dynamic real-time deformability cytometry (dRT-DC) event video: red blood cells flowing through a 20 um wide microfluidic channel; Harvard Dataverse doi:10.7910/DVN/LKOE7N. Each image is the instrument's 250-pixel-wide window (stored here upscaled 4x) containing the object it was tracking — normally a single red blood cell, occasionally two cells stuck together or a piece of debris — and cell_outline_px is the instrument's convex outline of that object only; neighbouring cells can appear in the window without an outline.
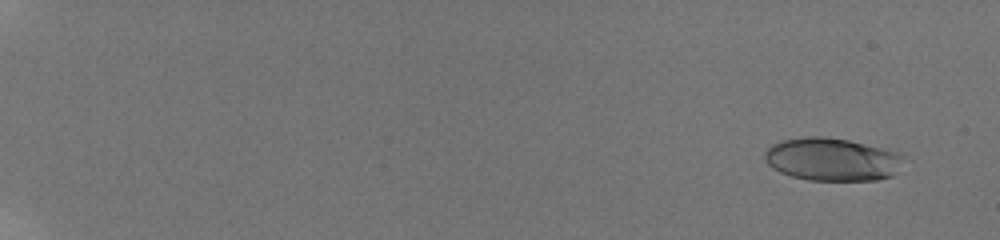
{"species": "human", "species_latin": "Homo sapiens", "temperature_condition": "room temperature", "stored_images_in_passage": 16, "camera_frame_rate_fps": 3000, "um_per_image_px": 0.085, "donor": {"sex": "male"}, "frame": {"image": 1, "passage_image": 3, "time_ms": 1.0, "image_size_px": [1000, 240], "cell_outline_px": [[908, 156], [892, 176], [876, 180], [808, 180], [792, 176], [780, 172], [772, 168], [764, 160], [764, 152], [772, 144], [780, 140], [804, 136], [820, 136], [848, 140], [896, 152]], "centroid_in_image_um": [70.7, 13.54], "position_along_channel_um": 14.3, "area_um2": 34.85}}
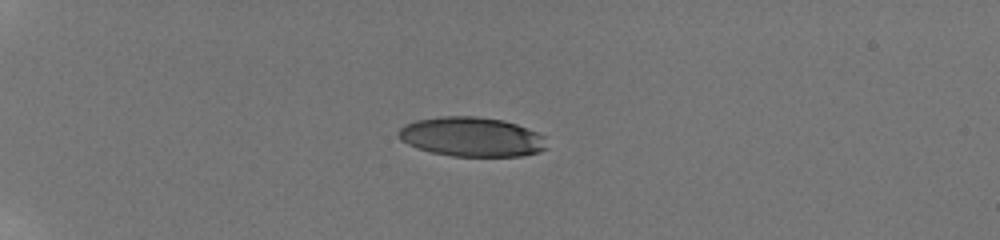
{"frame": {"image": 2, "passage_image": 11, "time_ms": 5.667, "image_size_px": [1000, 240], "cell_outline_px": [[548, 148], [540, 152], [524, 156], [452, 156], [432, 152], [408, 144], [400, 140], [396, 132], [404, 124], [416, 120], [440, 116], [476, 116], [504, 120], [528, 128], [544, 136]], "centroid_in_image_um": [40.11, 11.63], "position_along_channel_um": 44.9, "area_um2": 34.33}}